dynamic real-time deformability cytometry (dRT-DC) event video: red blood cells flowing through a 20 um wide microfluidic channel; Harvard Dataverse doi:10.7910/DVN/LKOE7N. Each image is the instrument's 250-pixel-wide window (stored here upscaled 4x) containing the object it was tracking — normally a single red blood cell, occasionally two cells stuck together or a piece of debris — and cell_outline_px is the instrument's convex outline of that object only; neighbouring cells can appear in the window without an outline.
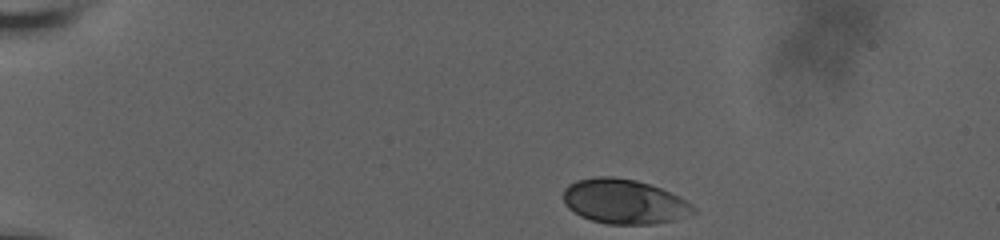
{"species": "human", "species_latin": "Homo sapiens", "temperature_condition": "room temperature", "stored_images_in_passage": 47, "camera_frame_rate_fps": 3000, "um_per_image_px": 0.085, "donor": {"sex": "male"}, "frame": {"image": 1, "passage_image": 1, "time_ms": 0.0, "image_size_px": [1000, 240], "cell_outline_px": [[696, 212], [676, 220], [652, 224], [608, 224], [592, 220], [580, 216], [568, 208], [564, 204], [564, 188], [568, 184], [576, 180], [596, 176], [616, 176], [636, 180], [660, 188], [680, 196], [692, 204], [696, 208]], "centroid_in_image_um": [53.05, 17.12], "position_along_channel_um": 31.9, "area_um2": 34.1}}
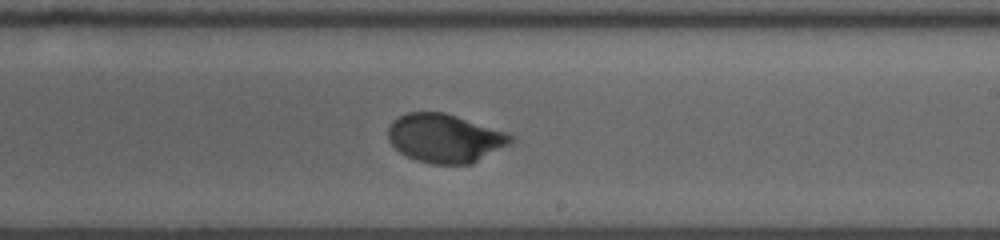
{"frame": {"image": 2, "passage_image": 26, "time_ms": 8.333, "image_size_px": [1000, 240], "cell_outline_px": [[516, 136], [508, 144], [472, 164], [432, 164], [416, 160], [400, 152], [388, 140], [388, 124], [392, 120], [408, 112], [444, 112]], "centroid_in_image_um": [37.77, 11.75], "position_along_channel_um": 251.2, "area_um2": 34.39}}
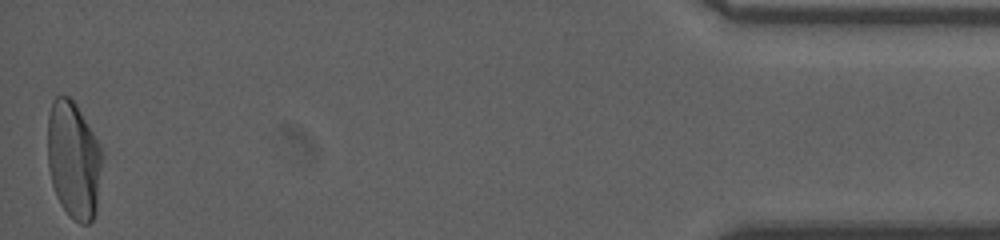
{"frame": {"image": 3, "passage_image": 47, "time_ms": 15.333, "image_size_px": [1000, 240], "cell_outline_px": [[104, 156], [96, 208], [92, 220], [88, 224], [80, 224], [60, 204], [56, 196], [52, 184], [48, 168], [48, 116], [52, 100], [56, 96], [68, 96], [76, 104], [100, 144], [104, 152]], "centroid_in_image_um": [6.27, 13.57], "position_along_channel_um": 428.9, "area_um2": 37.51}, "authors_computed_cell_mechanics": {"area_um2": 34.7956, "velocity_mm_per_s": 3.6866, "shape_relaxation_time_tau1_ms": 3.0048, "shape_relaxation_time_tau2_ms": null, "deformation_change_tau1": 0.1564, "deformation_change_tau2": null}}